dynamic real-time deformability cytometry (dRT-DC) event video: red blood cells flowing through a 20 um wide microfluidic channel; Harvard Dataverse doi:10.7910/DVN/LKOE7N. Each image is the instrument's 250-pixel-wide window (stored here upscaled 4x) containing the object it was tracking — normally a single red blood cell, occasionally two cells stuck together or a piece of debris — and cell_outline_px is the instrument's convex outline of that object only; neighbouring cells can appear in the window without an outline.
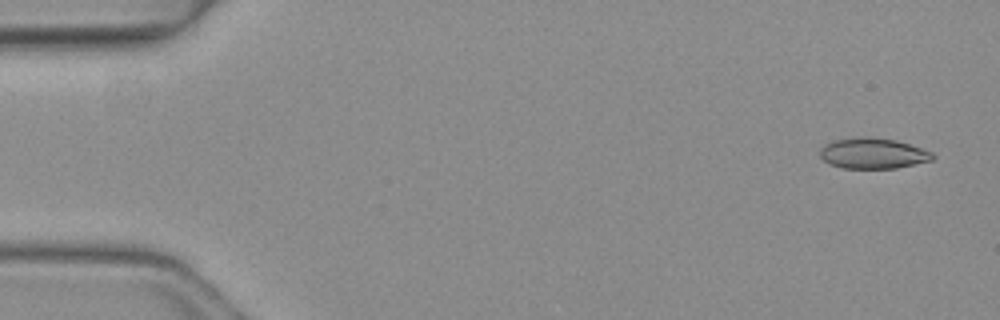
{"species": "common noctule bat (a hibernating species)", "species_latin": "Nyctalus noctula", "temperature_condition": "warm", "stored_images_in_passage": 5, "camera_frame_rate_fps": 3000, "um_per_image_px": 0.085, "animal": {"sex": "female", "body_mass_g": 19.3, "forearm_length_mm": 54.1}, "frame": {"image": 1, "passage_image": 1, "time_ms": 0.0, "image_size_px": [1000, 320], "cell_outline_px": [[936, 156], [932, 160], [896, 168], [844, 168], [828, 164], [820, 156], [820, 148], [824, 144], [836, 140], [860, 136], [868, 136], [896, 140], [932, 152]], "centroid_in_image_um": [74.18, 13.03], "position_along_channel_um": 10.8, "area_um2": 20.11}}
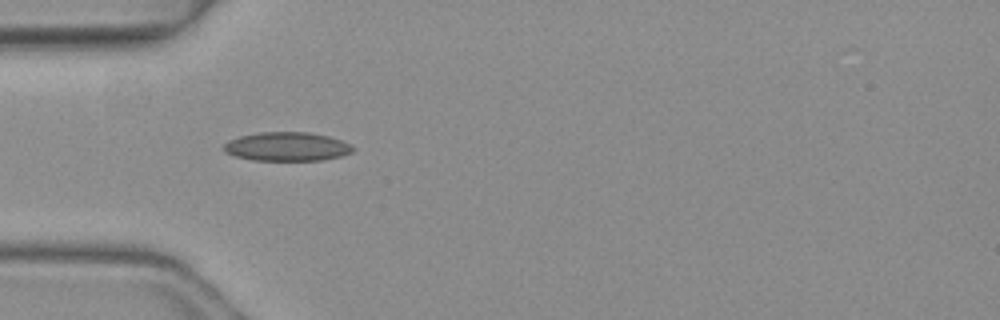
{"frame": {"image": 2, "passage_image": 4, "time_ms": 1.0, "image_size_px": [1000, 320], "cell_outline_px": [[356, 148], [352, 152], [344, 156], [320, 160], [252, 160], [236, 156], [224, 152], [224, 144], [228, 140], [240, 136], [260, 132], [308, 132], [328, 136], [352, 144]], "centroid_in_image_um": [24.42, 12.46], "position_along_channel_um": 60.6, "area_um2": 21.79}}
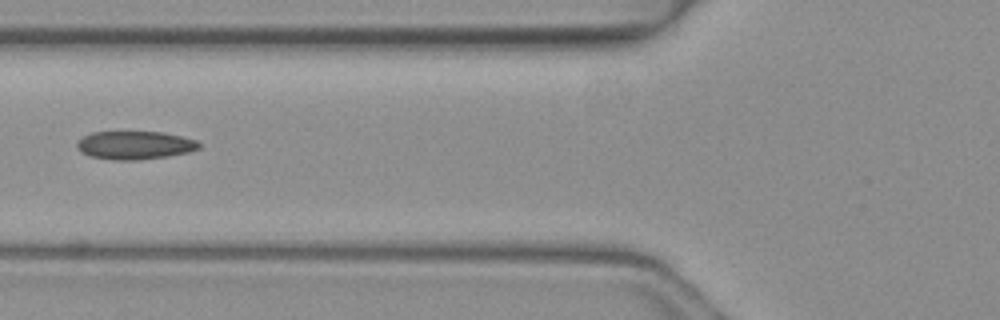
{"frame": {"image": 3, "passage_image": 5, "time_ms": 1.333, "image_size_px": [1000, 320], "cell_outline_px": [[200, 148], [188, 152], [168, 156], [140, 160], [112, 160], [88, 156], [80, 152], [76, 148], [76, 140], [92, 132], [164, 132], [196, 140], [200, 144]], "centroid_in_image_um": [11.41, 12.35], "position_along_channel_um": 114.4, "area_um2": 20.29}}